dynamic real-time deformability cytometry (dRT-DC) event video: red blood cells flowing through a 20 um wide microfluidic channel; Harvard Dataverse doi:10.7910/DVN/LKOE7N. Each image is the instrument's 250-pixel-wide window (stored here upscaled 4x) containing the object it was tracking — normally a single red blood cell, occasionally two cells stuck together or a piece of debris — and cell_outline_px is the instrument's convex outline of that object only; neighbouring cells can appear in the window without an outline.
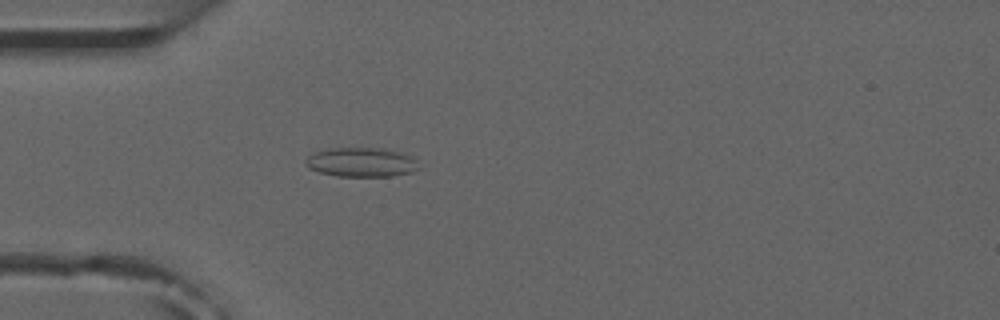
{"species": "common noctule bat (a hibernating species)", "species_latin": "Nyctalus noctula", "temperature_condition": "room temperature", "stored_images_in_passage": 3, "camera_frame_rate_fps": 3000, "um_per_image_px": 0.085, "animal": {"sex": "male", "forearm_length_mm": 52.5}, "frame": {"image": 1, "passage_image": 3, "time_ms": 3.0, "image_size_px": [1000, 320], "cell_outline_px": [[416, 168], [412, 172], [392, 176], [336, 176], [320, 172], [308, 168], [304, 164], [304, 160], [308, 156], [316, 152], [328, 148], [380, 148], [396, 152], [408, 156], [416, 160]], "centroid_in_image_um": [30.62, 13.79], "position_along_channel_um": 54.4, "area_um2": 19.02}}